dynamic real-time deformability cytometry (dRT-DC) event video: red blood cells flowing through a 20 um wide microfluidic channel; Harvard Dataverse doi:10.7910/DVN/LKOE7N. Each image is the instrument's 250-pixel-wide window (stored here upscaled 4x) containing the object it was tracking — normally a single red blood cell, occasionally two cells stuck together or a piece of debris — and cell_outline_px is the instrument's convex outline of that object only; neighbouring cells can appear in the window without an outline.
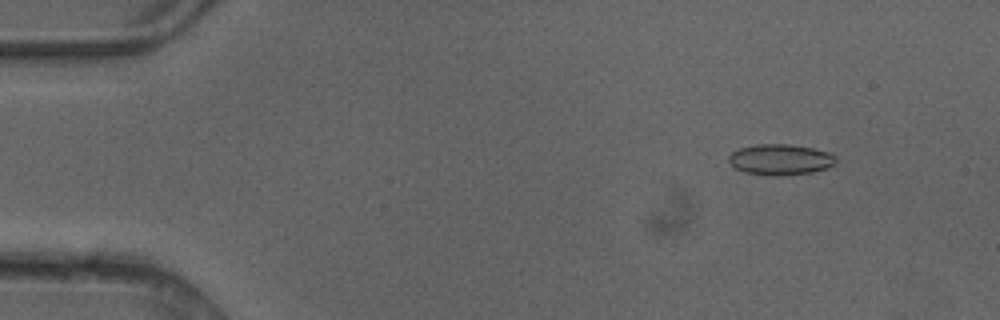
{"species": "common noctule bat (a hibernating species)", "species_latin": "Nyctalus noctula", "temperature_condition": "cold", "stored_images_in_passage": 4, "camera_frame_rate_fps": 3000, "um_per_image_px": 0.085, "animal": {"sex": "female"}, "frame": {"image": 1, "passage_image": 2, "time_ms": 0.333, "image_size_px": [1000, 320], "cell_outline_px": [[836, 160], [832, 164], [824, 168], [812, 172], [776, 176], [772, 176], [744, 172], [736, 168], [728, 160], [728, 156], [732, 152], [740, 148], [756, 144], [788, 144], [812, 148], [832, 152], [836, 156]], "centroid_in_image_um": [66.32, 13.55], "position_along_channel_um": 18.7, "area_um2": 19.13}}